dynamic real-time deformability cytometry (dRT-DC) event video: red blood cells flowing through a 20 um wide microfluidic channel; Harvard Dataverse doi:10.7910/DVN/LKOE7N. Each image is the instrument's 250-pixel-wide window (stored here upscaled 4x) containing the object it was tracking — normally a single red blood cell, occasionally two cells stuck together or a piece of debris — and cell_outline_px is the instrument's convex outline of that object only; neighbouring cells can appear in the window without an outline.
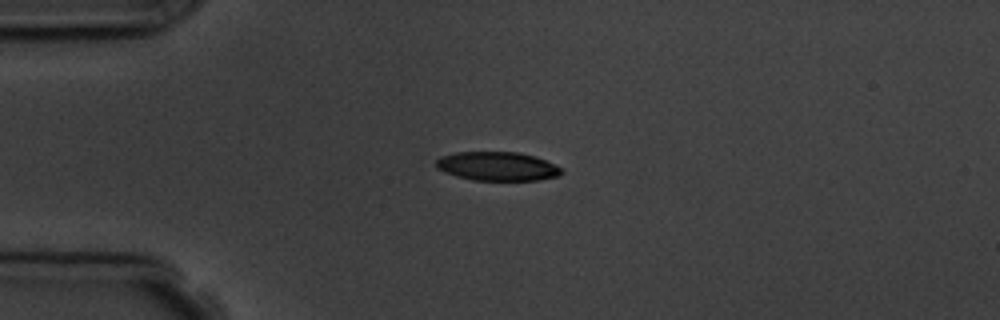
{"species": "common noctule bat (a hibernating species)", "species_latin": "Nyctalus noctula", "temperature_condition": "room temperature", "stored_images_in_passage": 5, "segment_of_instrument_passage": [1, 2], "camera_frame_rate_fps": 3000, "um_per_image_px": 0.085, "animal": {"sex": "male", "body_mass_g": 19.5, "forearm_length_mm": 54.6}, "frame": {"image": 1, "passage_image": 3, "time_ms": 2.333, "image_size_px": [1000, 320], "cell_outline_px": [[564, 172], [560, 176], [536, 180], [472, 180], [456, 176], [436, 168], [436, 160], [440, 156], [456, 152], [516, 152], [536, 156], [564, 168]], "centroid_in_image_um": [42.31, 14.13], "position_along_channel_um": 42.7, "area_um2": 21.27}}